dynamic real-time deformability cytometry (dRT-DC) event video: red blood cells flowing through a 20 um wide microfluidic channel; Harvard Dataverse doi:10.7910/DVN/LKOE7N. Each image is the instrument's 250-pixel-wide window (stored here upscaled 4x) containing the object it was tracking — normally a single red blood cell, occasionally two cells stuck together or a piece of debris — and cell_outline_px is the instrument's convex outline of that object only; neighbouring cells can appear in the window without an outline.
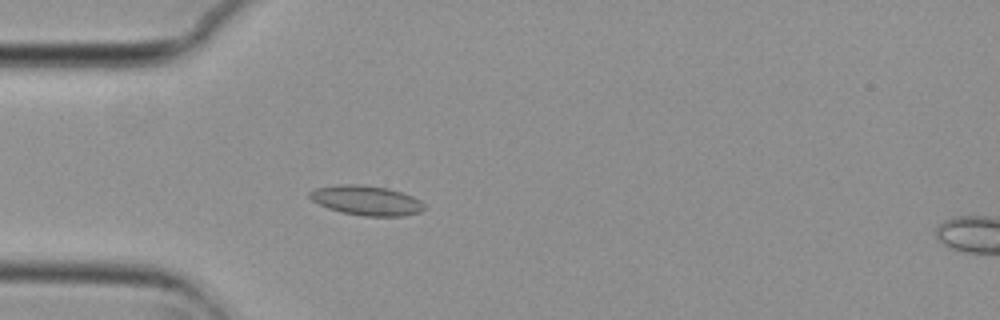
{"species": "common noctule bat (a hibernating species)", "species_latin": "Nyctalus noctula", "temperature_condition": "cold", "stored_images_in_passage": 43, "camera_frame_rate_fps": 3000, "um_per_image_px": 0.085, "animal": {"sex": "female", "body_mass_g": 29.2, "forearm_length_mm": 56.3}, "frame": {"image": 1, "passage_image": 3, "time_ms": 0.667, "image_size_px": [1000, 320], "cell_outline_px": [[424, 208], [420, 212], [404, 216], [364, 216], [340, 212], [328, 208], [312, 200], [308, 196], [308, 192], [316, 188], [340, 184], [364, 184], [388, 188], [412, 196], [420, 200], [424, 204]], "centroid_in_image_um": [31.13, 17.03], "position_along_channel_um": 53.9, "area_um2": 19.88}}
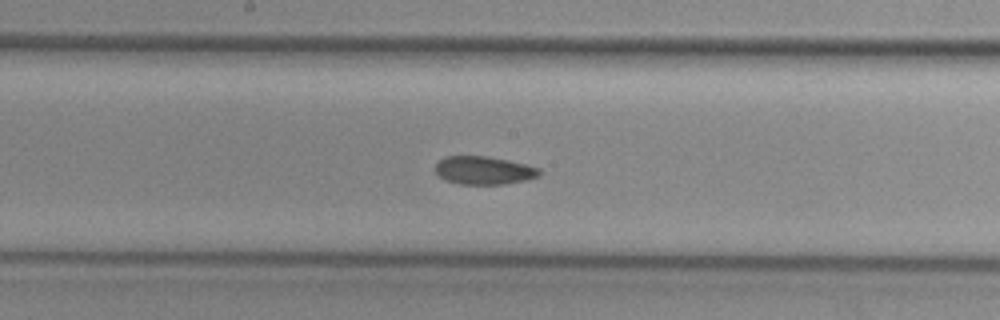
{"frame": {"image": 2, "passage_image": 16, "time_ms": 5.0, "image_size_px": [1000, 320], "cell_outline_px": [[540, 176], [528, 180], [504, 184], [460, 184], [444, 180], [436, 172], [436, 164], [444, 156], [488, 156], [508, 160], [540, 168]], "centroid_in_image_um": [41.14, 14.48], "position_along_channel_um": 207.1, "area_um2": 17.11}}
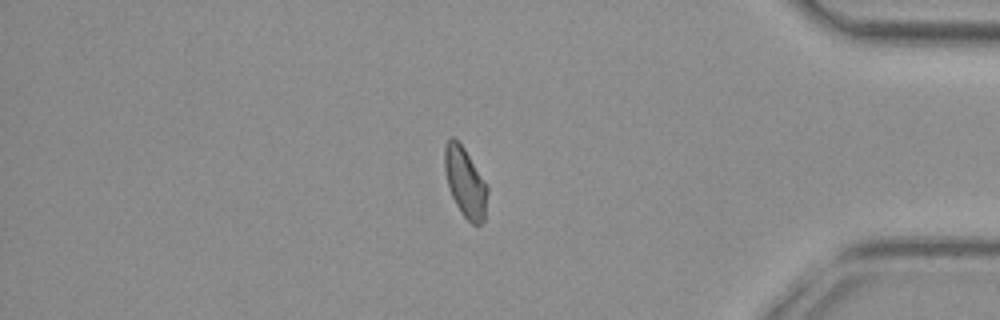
{"frame": {"image": 3, "passage_image": 34, "time_ms": 11.0, "image_size_px": [1000, 320], "cell_outline_px": [[488, 192], [484, 220], [480, 224], [472, 224], [460, 212], [452, 196], [448, 184], [444, 168], [444, 148], [448, 140], [452, 136], [464, 148], [488, 188]], "centroid_in_image_um": [39.53, 15.52], "position_along_channel_um": 395.7, "area_um2": 16.99}, "authors_computed_cell_mechanics": {"area_um2": 17.3978, "velocity_mm_per_s": 3.7024, "shape_relaxation_time_tau1_ms": null, "shape_relaxation_time_tau2_ms": 2.9237, "deformation_change_tau1": null, "deformation_change_tau2": 0.0794}}